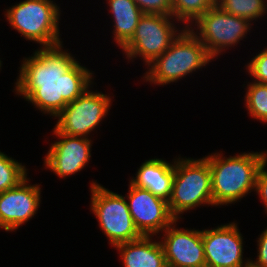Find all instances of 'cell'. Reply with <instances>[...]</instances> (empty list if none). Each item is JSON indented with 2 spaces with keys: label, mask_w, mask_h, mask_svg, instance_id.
<instances>
[{
  "label": "cell",
  "mask_w": 267,
  "mask_h": 267,
  "mask_svg": "<svg viewBox=\"0 0 267 267\" xmlns=\"http://www.w3.org/2000/svg\"><path fill=\"white\" fill-rule=\"evenodd\" d=\"M109 6L114 27L112 34L113 41L121 48L132 38L140 18L142 10L133 0H106Z\"/></svg>",
  "instance_id": "obj_17"
},
{
  "label": "cell",
  "mask_w": 267,
  "mask_h": 267,
  "mask_svg": "<svg viewBox=\"0 0 267 267\" xmlns=\"http://www.w3.org/2000/svg\"><path fill=\"white\" fill-rule=\"evenodd\" d=\"M1 66H2V61H1V59H0V70L2 69Z\"/></svg>",
  "instance_id": "obj_26"
},
{
  "label": "cell",
  "mask_w": 267,
  "mask_h": 267,
  "mask_svg": "<svg viewBox=\"0 0 267 267\" xmlns=\"http://www.w3.org/2000/svg\"><path fill=\"white\" fill-rule=\"evenodd\" d=\"M245 69L253 78L252 81L267 84V47L256 53V56L248 61Z\"/></svg>",
  "instance_id": "obj_22"
},
{
  "label": "cell",
  "mask_w": 267,
  "mask_h": 267,
  "mask_svg": "<svg viewBox=\"0 0 267 267\" xmlns=\"http://www.w3.org/2000/svg\"><path fill=\"white\" fill-rule=\"evenodd\" d=\"M176 21V22H175ZM173 16L143 14L132 38L121 48L128 61L141 57L146 66L162 55L185 29ZM182 29V30H181Z\"/></svg>",
  "instance_id": "obj_7"
},
{
  "label": "cell",
  "mask_w": 267,
  "mask_h": 267,
  "mask_svg": "<svg viewBox=\"0 0 267 267\" xmlns=\"http://www.w3.org/2000/svg\"><path fill=\"white\" fill-rule=\"evenodd\" d=\"M216 5V0H172V16L189 28L207 10Z\"/></svg>",
  "instance_id": "obj_19"
},
{
  "label": "cell",
  "mask_w": 267,
  "mask_h": 267,
  "mask_svg": "<svg viewBox=\"0 0 267 267\" xmlns=\"http://www.w3.org/2000/svg\"><path fill=\"white\" fill-rule=\"evenodd\" d=\"M154 236H141L139 239L114 246L119 252L123 267H165L164 250Z\"/></svg>",
  "instance_id": "obj_16"
},
{
  "label": "cell",
  "mask_w": 267,
  "mask_h": 267,
  "mask_svg": "<svg viewBox=\"0 0 267 267\" xmlns=\"http://www.w3.org/2000/svg\"><path fill=\"white\" fill-rule=\"evenodd\" d=\"M52 130L58 141L51 142L43 159L44 168L65 179L88 166L91 160L92 138L62 134L54 128Z\"/></svg>",
  "instance_id": "obj_12"
},
{
  "label": "cell",
  "mask_w": 267,
  "mask_h": 267,
  "mask_svg": "<svg viewBox=\"0 0 267 267\" xmlns=\"http://www.w3.org/2000/svg\"><path fill=\"white\" fill-rule=\"evenodd\" d=\"M175 219L156 236L164 250L166 263L174 267H206L202 230L177 228Z\"/></svg>",
  "instance_id": "obj_13"
},
{
  "label": "cell",
  "mask_w": 267,
  "mask_h": 267,
  "mask_svg": "<svg viewBox=\"0 0 267 267\" xmlns=\"http://www.w3.org/2000/svg\"><path fill=\"white\" fill-rule=\"evenodd\" d=\"M28 176V169L22 162L0 151V193L17 186Z\"/></svg>",
  "instance_id": "obj_21"
},
{
  "label": "cell",
  "mask_w": 267,
  "mask_h": 267,
  "mask_svg": "<svg viewBox=\"0 0 267 267\" xmlns=\"http://www.w3.org/2000/svg\"><path fill=\"white\" fill-rule=\"evenodd\" d=\"M5 9L8 24L25 40L40 47L62 43L59 20L60 6L53 0H24Z\"/></svg>",
  "instance_id": "obj_5"
},
{
  "label": "cell",
  "mask_w": 267,
  "mask_h": 267,
  "mask_svg": "<svg viewBox=\"0 0 267 267\" xmlns=\"http://www.w3.org/2000/svg\"><path fill=\"white\" fill-rule=\"evenodd\" d=\"M243 235L238 223L230 222L202 230L206 267H248L251 259L243 257Z\"/></svg>",
  "instance_id": "obj_10"
},
{
  "label": "cell",
  "mask_w": 267,
  "mask_h": 267,
  "mask_svg": "<svg viewBox=\"0 0 267 267\" xmlns=\"http://www.w3.org/2000/svg\"><path fill=\"white\" fill-rule=\"evenodd\" d=\"M267 162L260 168L257 174L255 193L259 195V200L263 202L264 211L267 214Z\"/></svg>",
  "instance_id": "obj_25"
},
{
  "label": "cell",
  "mask_w": 267,
  "mask_h": 267,
  "mask_svg": "<svg viewBox=\"0 0 267 267\" xmlns=\"http://www.w3.org/2000/svg\"><path fill=\"white\" fill-rule=\"evenodd\" d=\"M128 185L125 198L136 229L142 236H161L176 219L169 210L168 202L147 189L134 186L130 181Z\"/></svg>",
  "instance_id": "obj_11"
},
{
  "label": "cell",
  "mask_w": 267,
  "mask_h": 267,
  "mask_svg": "<svg viewBox=\"0 0 267 267\" xmlns=\"http://www.w3.org/2000/svg\"><path fill=\"white\" fill-rule=\"evenodd\" d=\"M184 158L178 156L175 159L172 193L168 201L171 214L178 220L184 212L200 206H213L208 159Z\"/></svg>",
  "instance_id": "obj_4"
},
{
  "label": "cell",
  "mask_w": 267,
  "mask_h": 267,
  "mask_svg": "<svg viewBox=\"0 0 267 267\" xmlns=\"http://www.w3.org/2000/svg\"><path fill=\"white\" fill-rule=\"evenodd\" d=\"M257 239V258L250 260V265L254 267H267V227L258 235Z\"/></svg>",
  "instance_id": "obj_24"
},
{
  "label": "cell",
  "mask_w": 267,
  "mask_h": 267,
  "mask_svg": "<svg viewBox=\"0 0 267 267\" xmlns=\"http://www.w3.org/2000/svg\"><path fill=\"white\" fill-rule=\"evenodd\" d=\"M211 170L213 207L235 204L255 191L257 174L267 162V151L226 157L222 151L205 156Z\"/></svg>",
  "instance_id": "obj_2"
},
{
  "label": "cell",
  "mask_w": 267,
  "mask_h": 267,
  "mask_svg": "<svg viewBox=\"0 0 267 267\" xmlns=\"http://www.w3.org/2000/svg\"><path fill=\"white\" fill-rule=\"evenodd\" d=\"M63 46L62 42L38 47L31 56L23 58L13 89L37 110L54 118L94 84V72L82 66Z\"/></svg>",
  "instance_id": "obj_1"
},
{
  "label": "cell",
  "mask_w": 267,
  "mask_h": 267,
  "mask_svg": "<svg viewBox=\"0 0 267 267\" xmlns=\"http://www.w3.org/2000/svg\"><path fill=\"white\" fill-rule=\"evenodd\" d=\"M29 179L26 177L17 186L0 193V228L6 232H15L40 207L41 184H30Z\"/></svg>",
  "instance_id": "obj_14"
},
{
  "label": "cell",
  "mask_w": 267,
  "mask_h": 267,
  "mask_svg": "<svg viewBox=\"0 0 267 267\" xmlns=\"http://www.w3.org/2000/svg\"><path fill=\"white\" fill-rule=\"evenodd\" d=\"M245 108L248 114L263 124L267 123V84L248 82L244 95Z\"/></svg>",
  "instance_id": "obj_20"
},
{
  "label": "cell",
  "mask_w": 267,
  "mask_h": 267,
  "mask_svg": "<svg viewBox=\"0 0 267 267\" xmlns=\"http://www.w3.org/2000/svg\"><path fill=\"white\" fill-rule=\"evenodd\" d=\"M144 14L172 16V0H133Z\"/></svg>",
  "instance_id": "obj_23"
},
{
  "label": "cell",
  "mask_w": 267,
  "mask_h": 267,
  "mask_svg": "<svg viewBox=\"0 0 267 267\" xmlns=\"http://www.w3.org/2000/svg\"><path fill=\"white\" fill-rule=\"evenodd\" d=\"M223 11L250 22L260 20L267 14V0H216ZM265 14V15H264Z\"/></svg>",
  "instance_id": "obj_18"
},
{
  "label": "cell",
  "mask_w": 267,
  "mask_h": 267,
  "mask_svg": "<svg viewBox=\"0 0 267 267\" xmlns=\"http://www.w3.org/2000/svg\"><path fill=\"white\" fill-rule=\"evenodd\" d=\"M174 163L161 158H151L142 162L130 182L139 188L149 190L153 195L169 201L174 178Z\"/></svg>",
  "instance_id": "obj_15"
},
{
  "label": "cell",
  "mask_w": 267,
  "mask_h": 267,
  "mask_svg": "<svg viewBox=\"0 0 267 267\" xmlns=\"http://www.w3.org/2000/svg\"><path fill=\"white\" fill-rule=\"evenodd\" d=\"M212 60L215 61L202 42L185 28L169 48L146 67L142 80L157 86L177 83Z\"/></svg>",
  "instance_id": "obj_3"
},
{
  "label": "cell",
  "mask_w": 267,
  "mask_h": 267,
  "mask_svg": "<svg viewBox=\"0 0 267 267\" xmlns=\"http://www.w3.org/2000/svg\"><path fill=\"white\" fill-rule=\"evenodd\" d=\"M91 88L93 85L73 102L68 103L55 117L58 119L54 127L56 131L89 138L88 135L99 127L100 122L110 112L113 97Z\"/></svg>",
  "instance_id": "obj_9"
},
{
  "label": "cell",
  "mask_w": 267,
  "mask_h": 267,
  "mask_svg": "<svg viewBox=\"0 0 267 267\" xmlns=\"http://www.w3.org/2000/svg\"><path fill=\"white\" fill-rule=\"evenodd\" d=\"M96 181L90 183V211L111 247L139 239L142 235L133 223L125 196L106 189Z\"/></svg>",
  "instance_id": "obj_6"
},
{
  "label": "cell",
  "mask_w": 267,
  "mask_h": 267,
  "mask_svg": "<svg viewBox=\"0 0 267 267\" xmlns=\"http://www.w3.org/2000/svg\"><path fill=\"white\" fill-rule=\"evenodd\" d=\"M193 24L188 29L202 42L213 59H218V55H223L229 47L237 46L253 27L247 19L231 15L217 5Z\"/></svg>",
  "instance_id": "obj_8"
}]
</instances>
